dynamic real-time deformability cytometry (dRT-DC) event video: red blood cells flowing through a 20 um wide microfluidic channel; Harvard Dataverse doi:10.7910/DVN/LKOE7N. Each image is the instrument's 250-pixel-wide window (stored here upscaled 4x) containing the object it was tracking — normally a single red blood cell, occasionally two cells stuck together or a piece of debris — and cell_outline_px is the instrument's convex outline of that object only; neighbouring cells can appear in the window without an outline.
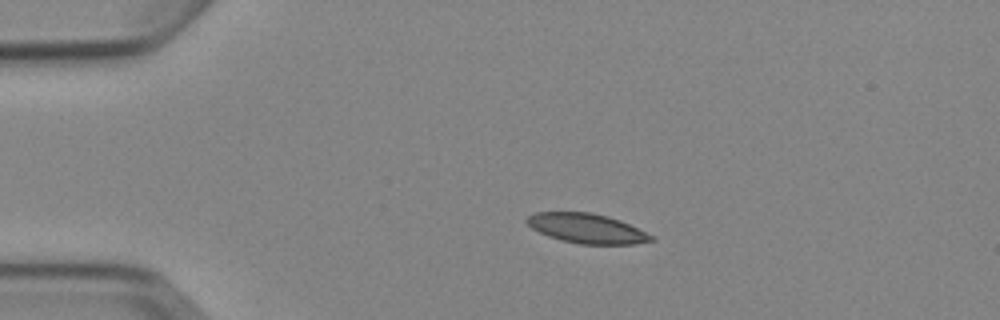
{"species": "Egyptian fruit bat (a non-hibernating species)", "species_latin": "Rousettus aegyptiacus", "temperature_condition": "cold", "stored_images_in_passage": 4, "camera_frame_rate_fps": 3000, "um_per_image_px": 0.085, "animal": {"sex": "female"}, "frame": {"image": 1, "passage_image": 3, "time_ms": 2.333, "image_size_px": [1000, 320], "cell_outline_px": [[652, 240], [632, 244], [580, 244], [548, 236], [532, 228], [524, 220], [528, 216], [536, 212], [592, 212], [608, 216], [620, 220], [652, 236]], "centroid_in_image_um": [49.82, 19.4], "position_along_channel_um": 35.2, "area_um2": 21.1}}